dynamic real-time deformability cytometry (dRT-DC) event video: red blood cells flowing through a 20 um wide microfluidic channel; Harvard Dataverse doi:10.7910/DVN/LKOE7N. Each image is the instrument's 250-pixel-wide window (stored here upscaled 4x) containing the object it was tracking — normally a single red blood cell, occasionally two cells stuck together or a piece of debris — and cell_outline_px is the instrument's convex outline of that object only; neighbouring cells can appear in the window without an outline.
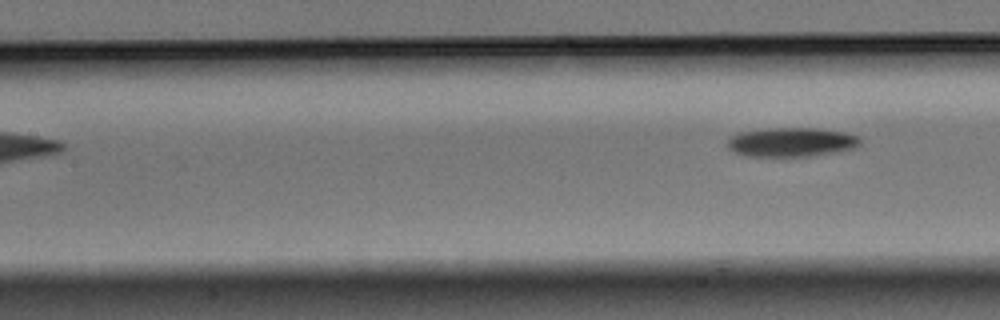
{"species": "Egyptian fruit bat (a non-hibernating species)", "species_latin": "Rousettus aegyptiacus", "temperature_condition": "warm", "stored_images_in_passage": 4, "camera_frame_rate_fps": 3000, "um_per_image_px": 0.085, "animal": {"sex": "male"}, "frame": {"image": 1, "passage_image": 4, "time_ms": 1.0, "image_size_px": [1000, 320], "cell_outline_px": [[860, 144], [856, 148], [840, 152], [812, 156], [744, 156], [732, 152], [724, 144], [736, 132], [768, 128], [816, 128], [844, 132], [860, 136]], "centroid_in_image_um": [67.25, 12.08], "position_along_channel_um": 140.1, "area_um2": 23.06}}